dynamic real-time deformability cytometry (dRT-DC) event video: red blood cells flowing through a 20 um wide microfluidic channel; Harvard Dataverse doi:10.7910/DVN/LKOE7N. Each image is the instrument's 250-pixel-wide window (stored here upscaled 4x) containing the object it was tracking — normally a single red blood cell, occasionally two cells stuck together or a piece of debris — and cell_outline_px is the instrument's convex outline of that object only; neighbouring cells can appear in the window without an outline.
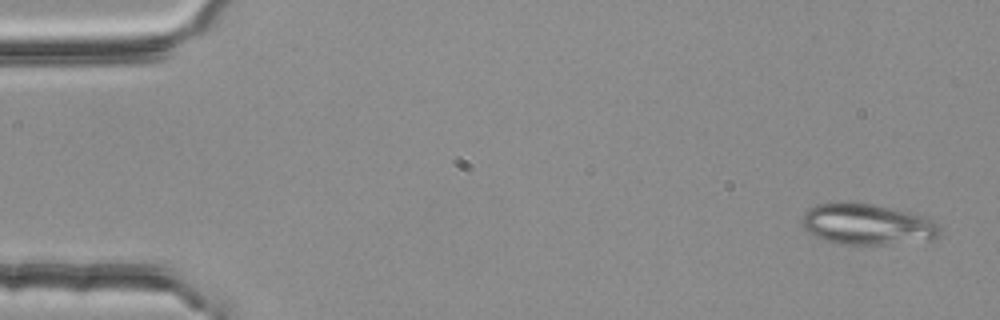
{"species": "common noctule bat (a hibernating species)", "species_latin": "Nyctalus noctula", "temperature_condition": "room temperature", "stored_images_in_passage": 4, "camera_frame_rate_fps": 3000, "um_per_image_px": 0.085, "animal": {"sex": "female", "body_mass_g": 25.1}, "frame": {"image": 1, "passage_image": 1, "time_ms": 0.0, "image_size_px": [1000, 320], "cell_outline_px": [[940, 236], [936, 240], [884, 244], [836, 244], [812, 236], [800, 224], [800, 220], [804, 212], [808, 208], [816, 204], [840, 200], [852, 200], [892, 208], [908, 212], [920, 216], [936, 224], [940, 228]], "centroid_in_image_um": [73.61, 19.05], "position_along_channel_um": 11.4, "area_um2": 33.64}}